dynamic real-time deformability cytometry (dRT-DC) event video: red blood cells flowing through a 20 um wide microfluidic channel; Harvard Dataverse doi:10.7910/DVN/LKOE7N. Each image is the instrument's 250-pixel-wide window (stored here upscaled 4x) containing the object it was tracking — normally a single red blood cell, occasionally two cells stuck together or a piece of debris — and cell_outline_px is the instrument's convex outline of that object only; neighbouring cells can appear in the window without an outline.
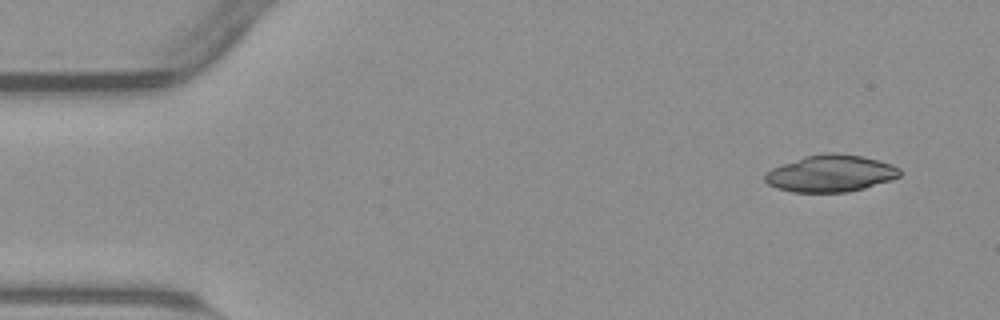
{"species": "common noctule bat (a hibernating species)", "species_latin": "Nyctalus noctula", "temperature_condition": "warm", "stored_images_in_passage": 50, "camera_frame_rate_fps": 3000, "um_per_image_px": 0.085, "animal": {"sex": "male", "body_mass_g": 23.1, "forearm_length_mm": 52.7}, "frame": {"image": 1, "passage_image": 1, "time_ms": 0.0, "image_size_px": [1000, 320], "cell_outline_px": [[900, 176], [892, 180], [864, 188], [848, 192], [792, 192], [776, 188], [768, 184], [764, 180], [764, 172], [772, 168], [804, 156], [828, 152], [836, 152], [860, 156], [892, 164], [900, 168]], "centroid_in_image_um": [70.58, 14.74], "position_along_channel_um": 14.4, "area_um2": 29.07}}